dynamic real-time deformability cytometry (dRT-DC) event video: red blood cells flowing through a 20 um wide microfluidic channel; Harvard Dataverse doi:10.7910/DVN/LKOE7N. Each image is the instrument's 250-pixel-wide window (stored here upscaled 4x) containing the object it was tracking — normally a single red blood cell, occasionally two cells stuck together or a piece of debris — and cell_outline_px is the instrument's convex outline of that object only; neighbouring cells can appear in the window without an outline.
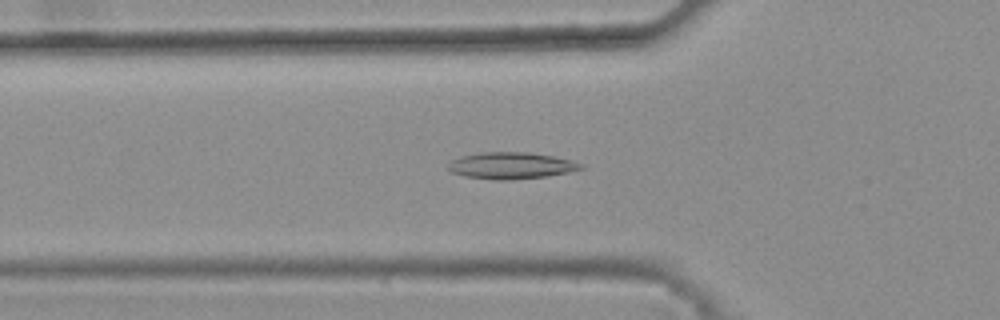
{"species": "common noctule bat (a hibernating species)", "species_latin": "Nyctalus noctula", "temperature_condition": "warm", "stored_images_in_passage": 45, "camera_frame_rate_fps": 3000, "um_per_image_px": 0.085, "animal": {"sex": "female", "body_mass_g": 25.1}, "frame": {"image": 1, "passage_image": 18, "time_ms": 5.667, "image_size_px": [1000, 320], "cell_outline_px": [[584, 168], [568, 172], [548, 176], [508, 180], [496, 180], [464, 176], [452, 172], [448, 168], [448, 164], [452, 160], [460, 156], [480, 152], [528, 152], [552, 156], [572, 160], [584, 164]], "centroid_in_image_um": [43.45, 14.07], "position_along_channel_um": 82.4, "area_um2": 20.63}}
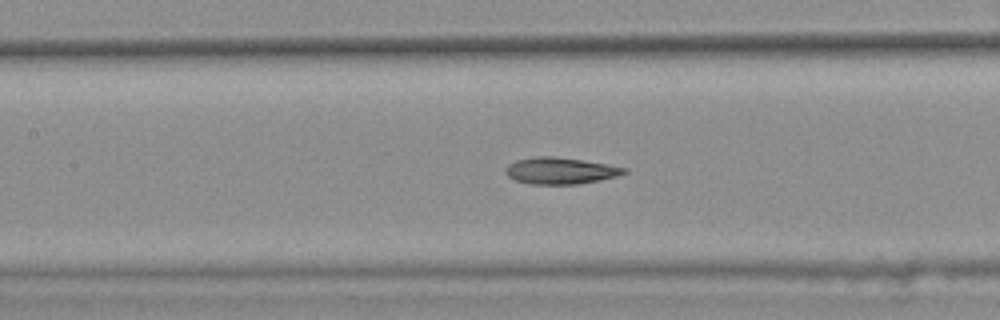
{"frame": {"image": 2, "passage_image": 24, "time_ms": 7.667, "image_size_px": [1000, 320], "cell_outline_px": [[628, 172], [616, 176], [600, 180], [580, 184], [532, 184], [516, 180], [508, 176], [504, 172], [504, 168], [508, 164], [516, 160], [532, 156], [552, 156], [608, 164], [628, 168]], "centroid_in_image_um": [47.62, 14.51], "position_along_channel_um": 159.8, "area_um2": 18.44}}
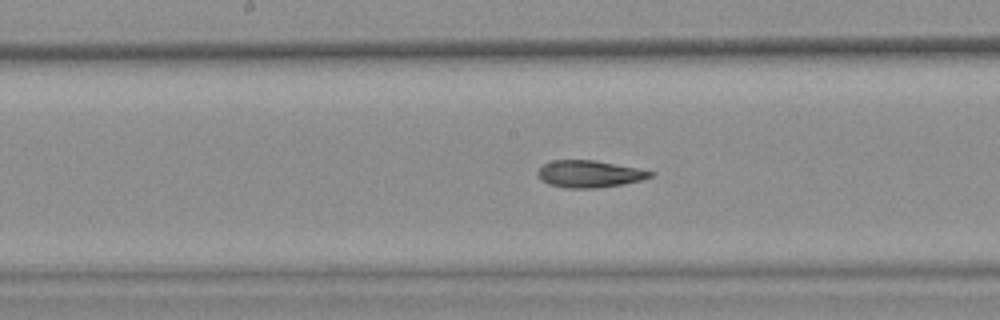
{"frame": {"image": 3, "passage_image": 27, "time_ms": 8.667, "image_size_px": [1000, 320], "cell_outline_px": [[656, 172], [652, 176], [640, 180], [620, 184], [596, 188], [568, 188], [548, 184], [540, 180], [536, 176], [536, 172], [544, 164], [552, 160], [596, 160]], "centroid_in_image_um": [50.04, 14.78], "position_along_channel_um": 198.2, "area_um2": 17.69}, "authors_computed_cell_mechanics": {"area_um2": 18.4382, "velocity_mm_per_s": 3.845, "shape_relaxation_time_tau1_ms": null, "shape_relaxation_time_tau2_ms": 3.7425, "deformation_change_tau1": null, "deformation_change_tau2": 0.1124}}